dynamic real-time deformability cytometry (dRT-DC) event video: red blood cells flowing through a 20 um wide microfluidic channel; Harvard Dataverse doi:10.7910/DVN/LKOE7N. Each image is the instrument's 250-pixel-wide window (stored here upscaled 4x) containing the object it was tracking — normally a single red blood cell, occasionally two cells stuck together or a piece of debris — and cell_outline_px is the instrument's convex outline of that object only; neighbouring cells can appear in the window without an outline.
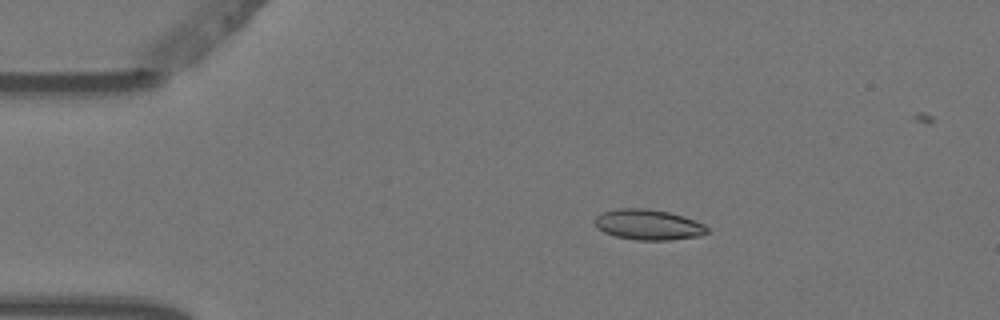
{"species": "Egyptian fruit bat (a non-hibernating species)", "species_latin": "Rousettus aegyptiacus", "temperature_condition": "warm", "stored_images_in_passage": 7, "camera_frame_rate_fps": 3000, "um_per_image_px": 0.085, "animal": {"sex": "female"}, "frame": {"image": 1, "passage_image": 3, "time_ms": 0.667, "image_size_px": [1000, 320], "cell_outline_px": [[708, 232], [700, 236], [668, 240], [636, 240], [616, 236], [604, 232], [592, 220], [596, 216], [604, 212], [620, 208], [648, 208], [668, 212], [684, 216], [704, 224], [708, 228]], "centroid_in_image_um": [55.12, 19.09], "position_along_channel_um": 29.9, "area_um2": 19.88}}
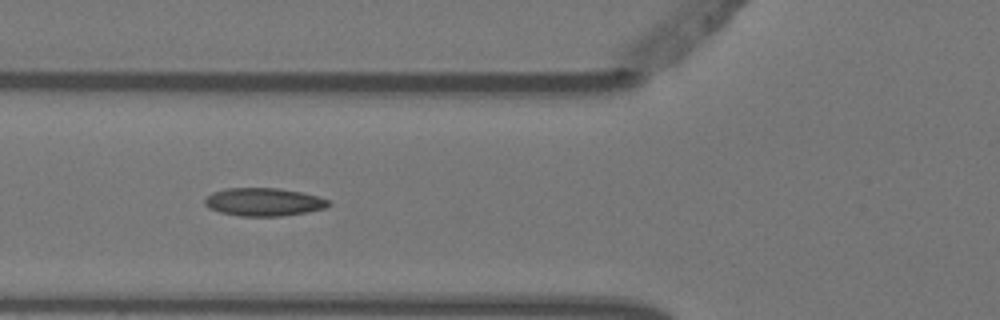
{"frame": {"image": 2, "passage_image": 6, "time_ms": 1.667, "image_size_px": [1000, 320], "cell_outline_px": [[332, 204], [324, 208], [308, 212], [280, 216], [240, 216], [220, 212], [208, 208], [204, 204], [204, 200], [212, 192], [224, 188], [276, 188], [300, 192], [316, 196], [328, 200]], "centroid_in_image_um": [22.38, 17.17], "position_along_channel_um": 103.4, "area_um2": 20.17}}
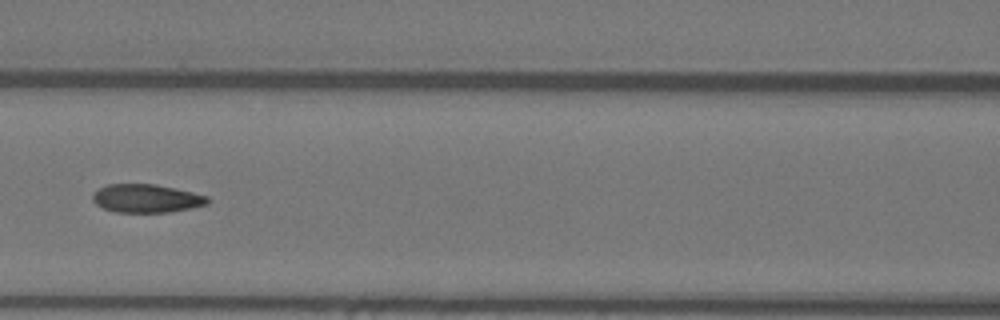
{"frame": {"image": 3, "passage_image": 7, "time_ms": 2.0, "image_size_px": [1000, 320], "cell_outline_px": [[212, 200], [208, 204], [192, 208], [168, 212], [116, 212], [104, 208], [96, 204], [92, 200], [92, 196], [100, 188], [108, 184], [156, 184], [176, 188], [208, 196]], "centroid_in_image_um": [12.5, 16.86], "position_along_channel_um": 154.1, "area_um2": 19.02}}